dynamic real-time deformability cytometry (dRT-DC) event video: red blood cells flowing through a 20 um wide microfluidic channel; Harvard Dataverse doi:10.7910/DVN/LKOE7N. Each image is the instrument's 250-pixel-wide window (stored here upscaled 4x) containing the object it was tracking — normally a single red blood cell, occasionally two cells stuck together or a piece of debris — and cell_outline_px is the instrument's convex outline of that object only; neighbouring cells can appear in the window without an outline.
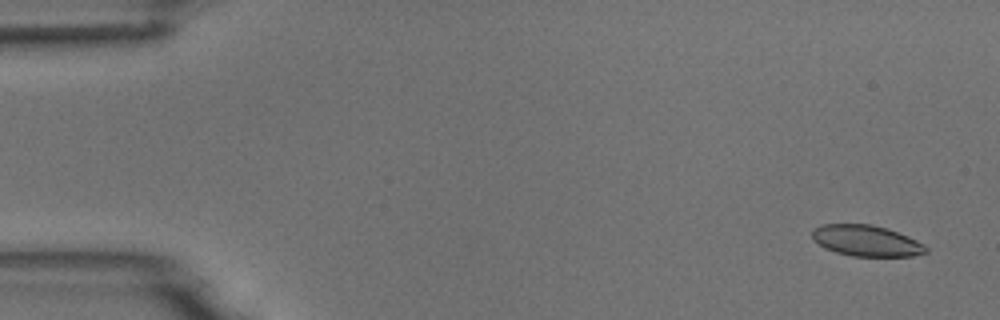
{"species": "common noctule bat (a hibernating species)", "species_latin": "Nyctalus noctula", "temperature_condition": "room temperature", "stored_images_in_passage": 4, "segment_of_instrument_passage": [2, 2], "camera_frame_rate_fps": 3000, "um_per_image_px": 0.085, "animal": {"sex": "male", "body_mass_g": 18.8}, "frame": {"image": 1, "passage_image": 4, "time_ms": 4.333, "image_size_px": [1000, 320], "cell_outline_px": [[928, 252], [912, 256], [852, 256], [836, 252], [824, 248], [812, 236], [812, 228], [820, 224], [872, 224], [888, 228], [908, 236], [924, 244], [928, 248]], "centroid_in_image_um": [73.65, 20.45], "position_along_channel_um": 11.4, "area_um2": 20.63}}